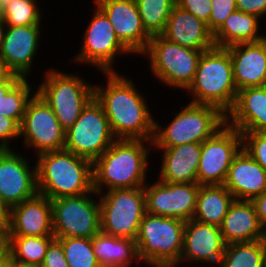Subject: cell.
<instances>
[{"label": "cell", "mask_w": 266, "mask_h": 267, "mask_svg": "<svg viewBox=\"0 0 266 267\" xmlns=\"http://www.w3.org/2000/svg\"><path fill=\"white\" fill-rule=\"evenodd\" d=\"M37 93L51 107L60 125L69 129L94 98V86L79 75L47 69Z\"/></svg>", "instance_id": "7"}, {"label": "cell", "mask_w": 266, "mask_h": 267, "mask_svg": "<svg viewBox=\"0 0 266 267\" xmlns=\"http://www.w3.org/2000/svg\"><path fill=\"white\" fill-rule=\"evenodd\" d=\"M55 236H8L11 261L30 267L41 266Z\"/></svg>", "instance_id": "30"}, {"label": "cell", "mask_w": 266, "mask_h": 267, "mask_svg": "<svg viewBox=\"0 0 266 267\" xmlns=\"http://www.w3.org/2000/svg\"><path fill=\"white\" fill-rule=\"evenodd\" d=\"M236 200H252L266 191V171L243 148L233 158L223 184Z\"/></svg>", "instance_id": "22"}, {"label": "cell", "mask_w": 266, "mask_h": 267, "mask_svg": "<svg viewBox=\"0 0 266 267\" xmlns=\"http://www.w3.org/2000/svg\"><path fill=\"white\" fill-rule=\"evenodd\" d=\"M42 267H69L61 243L54 239L48 246Z\"/></svg>", "instance_id": "40"}, {"label": "cell", "mask_w": 266, "mask_h": 267, "mask_svg": "<svg viewBox=\"0 0 266 267\" xmlns=\"http://www.w3.org/2000/svg\"><path fill=\"white\" fill-rule=\"evenodd\" d=\"M164 128L155 120L153 147L167 148L187 143H202L226 123L217 107L189 102Z\"/></svg>", "instance_id": "6"}, {"label": "cell", "mask_w": 266, "mask_h": 267, "mask_svg": "<svg viewBox=\"0 0 266 267\" xmlns=\"http://www.w3.org/2000/svg\"><path fill=\"white\" fill-rule=\"evenodd\" d=\"M226 244L259 240L262 226L251 200H236L230 204L220 226Z\"/></svg>", "instance_id": "26"}, {"label": "cell", "mask_w": 266, "mask_h": 267, "mask_svg": "<svg viewBox=\"0 0 266 267\" xmlns=\"http://www.w3.org/2000/svg\"><path fill=\"white\" fill-rule=\"evenodd\" d=\"M38 193L50 200L93 191V162L66 149L37 155Z\"/></svg>", "instance_id": "3"}, {"label": "cell", "mask_w": 266, "mask_h": 267, "mask_svg": "<svg viewBox=\"0 0 266 267\" xmlns=\"http://www.w3.org/2000/svg\"><path fill=\"white\" fill-rule=\"evenodd\" d=\"M37 0H10L4 6L3 21L6 26L41 25V9Z\"/></svg>", "instance_id": "35"}, {"label": "cell", "mask_w": 266, "mask_h": 267, "mask_svg": "<svg viewBox=\"0 0 266 267\" xmlns=\"http://www.w3.org/2000/svg\"><path fill=\"white\" fill-rule=\"evenodd\" d=\"M14 150H0V196L11 207L37 193L36 164Z\"/></svg>", "instance_id": "16"}, {"label": "cell", "mask_w": 266, "mask_h": 267, "mask_svg": "<svg viewBox=\"0 0 266 267\" xmlns=\"http://www.w3.org/2000/svg\"><path fill=\"white\" fill-rule=\"evenodd\" d=\"M65 133L51 107L37 92L34 93L20 124L23 144L35 149L37 155L62 150L65 147Z\"/></svg>", "instance_id": "14"}, {"label": "cell", "mask_w": 266, "mask_h": 267, "mask_svg": "<svg viewBox=\"0 0 266 267\" xmlns=\"http://www.w3.org/2000/svg\"><path fill=\"white\" fill-rule=\"evenodd\" d=\"M12 73L8 70L5 63L0 59V84L3 83Z\"/></svg>", "instance_id": "47"}, {"label": "cell", "mask_w": 266, "mask_h": 267, "mask_svg": "<svg viewBox=\"0 0 266 267\" xmlns=\"http://www.w3.org/2000/svg\"><path fill=\"white\" fill-rule=\"evenodd\" d=\"M20 137V125L13 119L0 115V150H11V141Z\"/></svg>", "instance_id": "39"}, {"label": "cell", "mask_w": 266, "mask_h": 267, "mask_svg": "<svg viewBox=\"0 0 266 267\" xmlns=\"http://www.w3.org/2000/svg\"><path fill=\"white\" fill-rule=\"evenodd\" d=\"M9 1H10V0H1V2H2L3 6H5L6 4H8V3H9Z\"/></svg>", "instance_id": "53"}, {"label": "cell", "mask_w": 266, "mask_h": 267, "mask_svg": "<svg viewBox=\"0 0 266 267\" xmlns=\"http://www.w3.org/2000/svg\"><path fill=\"white\" fill-rule=\"evenodd\" d=\"M20 79V76L11 74L3 83H1L0 98L1 96H4Z\"/></svg>", "instance_id": "43"}, {"label": "cell", "mask_w": 266, "mask_h": 267, "mask_svg": "<svg viewBox=\"0 0 266 267\" xmlns=\"http://www.w3.org/2000/svg\"><path fill=\"white\" fill-rule=\"evenodd\" d=\"M0 267H8V259L4 263L0 264Z\"/></svg>", "instance_id": "52"}, {"label": "cell", "mask_w": 266, "mask_h": 267, "mask_svg": "<svg viewBox=\"0 0 266 267\" xmlns=\"http://www.w3.org/2000/svg\"><path fill=\"white\" fill-rule=\"evenodd\" d=\"M226 122L240 133L266 132V86L239 90Z\"/></svg>", "instance_id": "24"}, {"label": "cell", "mask_w": 266, "mask_h": 267, "mask_svg": "<svg viewBox=\"0 0 266 267\" xmlns=\"http://www.w3.org/2000/svg\"><path fill=\"white\" fill-rule=\"evenodd\" d=\"M4 6L0 0V21H3Z\"/></svg>", "instance_id": "51"}, {"label": "cell", "mask_w": 266, "mask_h": 267, "mask_svg": "<svg viewBox=\"0 0 266 267\" xmlns=\"http://www.w3.org/2000/svg\"><path fill=\"white\" fill-rule=\"evenodd\" d=\"M260 18L239 10L230 14L222 26L213 34L215 47L227 48L229 46L257 42L266 37L259 35Z\"/></svg>", "instance_id": "28"}, {"label": "cell", "mask_w": 266, "mask_h": 267, "mask_svg": "<svg viewBox=\"0 0 266 267\" xmlns=\"http://www.w3.org/2000/svg\"><path fill=\"white\" fill-rule=\"evenodd\" d=\"M161 35L173 43L194 50L204 52L214 47L213 34L207 24L178 5L171 10Z\"/></svg>", "instance_id": "23"}, {"label": "cell", "mask_w": 266, "mask_h": 267, "mask_svg": "<svg viewBox=\"0 0 266 267\" xmlns=\"http://www.w3.org/2000/svg\"><path fill=\"white\" fill-rule=\"evenodd\" d=\"M33 89L26 78H21L0 98V115L15 120L19 125L25 114L28 101L33 97Z\"/></svg>", "instance_id": "34"}, {"label": "cell", "mask_w": 266, "mask_h": 267, "mask_svg": "<svg viewBox=\"0 0 266 267\" xmlns=\"http://www.w3.org/2000/svg\"><path fill=\"white\" fill-rule=\"evenodd\" d=\"M236 8L241 12L261 18L266 15V0H237Z\"/></svg>", "instance_id": "41"}, {"label": "cell", "mask_w": 266, "mask_h": 267, "mask_svg": "<svg viewBox=\"0 0 266 267\" xmlns=\"http://www.w3.org/2000/svg\"><path fill=\"white\" fill-rule=\"evenodd\" d=\"M251 201L255 206L262 228H266V191L261 195L254 197Z\"/></svg>", "instance_id": "42"}, {"label": "cell", "mask_w": 266, "mask_h": 267, "mask_svg": "<svg viewBox=\"0 0 266 267\" xmlns=\"http://www.w3.org/2000/svg\"><path fill=\"white\" fill-rule=\"evenodd\" d=\"M163 152L160 167L162 182L197 183V169L201 157L200 143H187L175 147L157 148Z\"/></svg>", "instance_id": "25"}, {"label": "cell", "mask_w": 266, "mask_h": 267, "mask_svg": "<svg viewBox=\"0 0 266 267\" xmlns=\"http://www.w3.org/2000/svg\"><path fill=\"white\" fill-rule=\"evenodd\" d=\"M199 187L198 183H169L159 179L154 184L147 183L144 186L146 212L184 221L191 220L196 209Z\"/></svg>", "instance_id": "15"}, {"label": "cell", "mask_w": 266, "mask_h": 267, "mask_svg": "<svg viewBox=\"0 0 266 267\" xmlns=\"http://www.w3.org/2000/svg\"><path fill=\"white\" fill-rule=\"evenodd\" d=\"M94 253L102 267H130L134 262H141L136 241L117 238L103 232L92 238Z\"/></svg>", "instance_id": "27"}, {"label": "cell", "mask_w": 266, "mask_h": 267, "mask_svg": "<svg viewBox=\"0 0 266 267\" xmlns=\"http://www.w3.org/2000/svg\"><path fill=\"white\" fill-rule=\"evenodd\" d=\"M103 74L107 82L94 86V97L103 106L114 137L153 141L155 120L134 82L116 71Z\"/></svg>", "instance_id": "1"}, {"label": "cell", "mask_w": 266, "mask_h": 267, "mask_svg": "<svg viewBox=\"0 0 266 267\" xmlns=\"http://www.w3.org/2000/svg\"><path fill=\"white\" fill-rule=\"evenodd\" d=\"M107 15L116 37L131 52L142 54L151 39L142 25L135 0H94Z\"/></svg>", "instance_id": "17"}, {"label": "cell", "mask_w": 266, "mask_h": 267, "mask_svg": "<svg viewBox=\"0 0 266 267\" xmlns=\"http://www.w3.org/2000/svg\"><path fill=\"white\" fill-rule=\"evenodd\" d=\"M10 206L0 196V221L8 227L10 221Z\"/></svg>", "instance_id": "44"}, {"label": "cell", "mask_w": 266, "mask_h": 267, "mask_svg": "<svg viewBox=\"0 0 266 267\" xmlns=\"http://www.w3.org/2000/svg\"><path fill=\"white\" fill-rule=\"evenodd\" d=\"M9 258V242L8 240H0V264Z\"/></svg>", "instance_id": "45"}, {"label": "cell", "mask_w": 266, "mask_h": 267, "mask_svg": "<svg viewBox=\"0 0 266 267\" xmlns=\"http://www.w3.org/2000/svg\"><path fill=\"white\" fill-rule=\"evenodd\" d=\"M142 25L150 36L161 35L176 0H135Z\"/></svg>", "instance_id": "31"}, {"label": "cell", "mask_w": 266, "mask_h": 267, "mask_svg": "<svg viewBox=\"0 0 266 267\" xmlns=\"http://www.w3.org/2000/svg\"><path fill=\"white\" fill-rule=\"evenodd\" d=\"M93 18L84 32L80 52L73 61L85 63L103 72H115L113 62L117 54L131 52L116 37L112 24L104 11L95 4ZM128 53V54H127Z\"/></svg>", "instance_id": "12"}, {"label": "cell", "mask_w": 266, "mask_h": 267, "mask_svg": "<svg viewBox=\"0 0 266 267\" xmlns=\"http://www.w3.org/2000/svg\"><path fill=\"white\" fill-rule=\"evenodd\" d=\"M185 222L146 212L135 240L140 261L150 267L178 266Z\"/></svg>", "instance_id": "5"}, {"label": "cell", "mask_w": 266, "mask_h": 267, "mask_svg": "<svg viewBox=\"0 0 266 267\" xmlns=\"http://www.w3.org/2000/svg\"><path fill=\"white\" fill-rule=\"evenodd\" d=\"M202 53L154 35L141 56L148 55L151 73L159 82L185 91L193 82Z\"/></svg>", "instance_id": "9"}, {"label": "cell", "mask_w": 266, "mask_h": 267, "mask_svg": "<svg viewBox=\"0 0 266 267\" xmlns=\"http://www.w3.org/2000/svg\"><path fill=\"white\" fill-rule=\"evenodd\" d=\"M92 192L52 199V225L55 237L93 238L101 231L100 204ZM89 195H91L89 197Z\"/></svg>", "instance_id": "11"}, {"label": "cell", "mask_w": 266, "mask_h": 267, "mask_svg": "<svg viewBox=\"0 0 266 267\" xmlns=\"http://www.w3.org/2000/svg\"><path fill=\"white\" fill-rule=\"evenodd\" d=\"M225 246L219 226L187 220L179 263L189 261V264L201 262L219 265Z\"/></svg>", "instance_id": "19"}, {"label": "cell", "mask_w": 266, "mask_h": 267, "mask_svg": "<svg viewBox=\"0 0 266 267\" xmlns=\"http://www.w3.org/2000/svg\"><path fill=\"white\" fill-rule=\"evenodd\" d=\"M61 245L69 267H102L94 253L92 238L55 237Z\"/></svg>", "instance_id": "33"}, {"label": "cell", "mask_w": 266, "mask_h": 267, "mask_svg": "<svg viewBox=\"0 0 266 267\" xmlns=\"http://www.w3.org/2000/svg\"><path fill=\"white\" fill-rule=\"evenodd\" d=\"M104 193L97 194L100 199L101 232L136 240L146 213L144 187L112 189Z\"/></svg>", "instance_id": "8"}, {"label": "cell", "mask_w": 266, "mask_h": 267, "mask_svg": "<svg viewBox=\"0 0 266 267\" xmlns=\"http://www.w3.org/2000/svg\"><path fill=\"white\" fill-rule=\"evenodd\" d=\"M40 31L41 25L6 26L0 59L12 74L27 78L31 73L35 54L39 51Z\"/></svg>", "instance_id": "18"}, {"label": "cell", "mask_w": 266, "mask_h": 267, "mask_svg": "<svg viewBox=\"0 0 266 267\" xmlns=\"http://www.w3.org/2000/svg\"><path fill=\"white\" fill-rule=\"evenodd\" d=\"M5 31H6V25L4 21H0V49L4 40Z\"/></svg>", "instance_id": "49"}, {"label": "cell", "mask_w": 266, "mask_h": 267, "mask_svg": "<svg viewBox=\"0 0 266 267\" xmlns=\"http://www.w3.org/2000/svg\"><path fill=\"white\" fill-rule=\"evenodd\" d=\"M7 236H54L50 199L37 193L11 207Z\"/></svg>", "instance_id": "20"}, {"label": "cell", "mask_w": 266, "mask_h": 267, "mask_svg": "<svg viewBox=\"0 0 266 267\" xmlns=\"http://www.w3.org/2000/svg\"><path fill=\"white\" fill-rule=\"evenodd\" d=\"M233 201V195L223 184L200 185L193 219L220 227Z\"/></svg>", "instance_id": "29"}, {"label": "cell", "mask_w": 266, "mask_h": 267, "mask_svg": "<svg viewBox=\"0 0 266 267\" xmlns=\"http://www.w3.org/2000/svg\"><path fill=\"white\" fill-rule=\"evenodd\" d=\"M233 66L238 91L266 86V37L257 42L239 43L226 48Z\"/></svg>", "instance_id": "21"}, {"label": "cell", "mask_w": 266, "mask_h": 267, "mask_svg": "<svg viewBox=\"0 0 266 267\" xmlns=\"http://www.w3.org/2000/svg\"><path fill=\"white\" fill-rule=\"evenodd\" d=\"M115 140L103 106L94 97L66 130L64 149L94 162Z\"/></svg>", "instance_id": "10"}, {"label": "cell", "mask_w": 266, "mask_h": 267, "mask_svg": "<svg viewBox=\"0 0 266 267\" xmlns=\"http://www.w3.org/2000/svg\"><path fill=\"white\" fill-rule=\"evenodd\" d=\"M191 103L217 107L227 115L234 107L238 89L233 79V66L226 48L213 47L199 58L193 82L185 90Z\"/></svg>", "instance_id": "4"}, {"label": "cell", "mask_w": 266, "mask_h": 267, "mask_svg": "<svg viewBox=\"0 0 266 267\" xmlns=\"http://www.w3.org/2000/svg\"><path fill=\"white\" fill-rule=\"evenodd\" d=\"M236 1L237 0H211L212 11L207 28L212 34L222 26L230 14L237 10Z\"/></svg>", "instance_id": "37"}, {"label": "cell", "mask_w": 266, "mask_h": 267, "mask_svg": "<svg viewBox=\"0 0 266 267\" xmlns=\"http://www.w3.org/2000/svg\"><path fill=\"white\" fill-rule=\"evenodd\" d=\"M211 0H176V5L192 13L196 18L204 23H209L212 11Z\"/></svg>", "instance_id": "38"}, {"label": "cell", "mask_w": 266, "mask_h": 267, "mask_svg": "<svg viewBox=\"0 0 266 267\" xmlns=\"http://www.w3.org/2000/svg\"><path fill=\"white\" fill-rule=\"evenodd\" d=\"M8 267H30V266H25V265L15 263L11 261L10 258H8Z\"/></svg>", "instance_id": "50"}, {"label": "cell", "mask_w": 266, "mask_h": 267, "mask_svg": "<svg viewBox=\"0 0 266 267\" xmlns=\"http://www.w3.org/2000/svg\"><path fill=\"white\" fill-rule=\"evenodd\" d=\"M242 149V134L227 122L201 143L197 169L199 185L224 184L233 158Z\"/></svg>", "instance_id": "13"}, {"label": "cell", "mask_w": 266, "mask_h": 267, "mask_svg": "<svg viewBox=\"0 0 266 267\" xmlns=\"http://www.w3.org/2000/svg\"><path fill=\"white\" fill-rule=\"evenodd\" d=\"M148 144L149 148L146 147ZM150 146H153L152 141L116 139L93 162V190L103 193L104 186L108 188L107 191L144 187L148 179Z\"/></svg>", "instance_id": "2"}, {"label": "cell", "mask_w": 266, "mask_h": 267, "mask_svg": "<svg viewBox=\"0 0 266 267\" xmlns=\"http://www.w3.org/2000/svg\"><path fill=\"white\" fill-rule=\"evenodd\" d=\"M0 240H8L7 227L0 221Z\"/></svg>", "instance_id": "48"}, {"label": "cell", "mask_w": 266, "mask_h": 267, "mask_svg": "<svg viewBox=\"0 0 266 267\" xmlns=\"http://www.w3.org/2000/svg\"><path fill=\"white\" fill-rule=\"evenodd\" d=\"M242 148L266 171V132H241Z\"/></svg>", "instance_id": "36"}, {"label": "cell", "mask_w": 266, "mask_h": 267, "mask_svg": "<svg viewBox=\"0 0 266 267\" xmlns=\"http://www.w3.org/2000/svg\"><path fill=\"white\" fill-rule=\"evenodd\" d=\"M258 241L262 248L263 262L266 267V228H263L261 236Z\"/></svg>", "instance_id": "46"}, {"label": "cell", "mask_w": 266, "mask_h": 267, "mask_svg": "<svg viewBox=\"0 0 266 267\" xmlns=\"http://www.w3.org/2000/svg\"><path fill=\"white\" fill-rule=\"evenodd\" d=\"M219 267H265L259 241L226 244Z\"/></svg>", "instance_id": "32"}]
</instances>
